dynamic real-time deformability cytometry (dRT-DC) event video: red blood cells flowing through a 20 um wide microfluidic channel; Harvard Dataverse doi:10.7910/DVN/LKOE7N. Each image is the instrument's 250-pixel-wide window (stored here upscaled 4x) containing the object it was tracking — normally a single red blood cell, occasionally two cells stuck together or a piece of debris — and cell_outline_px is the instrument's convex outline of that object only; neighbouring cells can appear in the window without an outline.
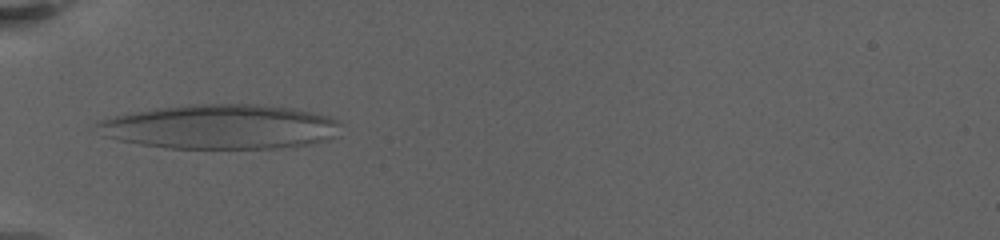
{"species": "human", "species_latin": "Homo sapiens", "temperature_condition": "warm", "stored_images_in_passage": 33, "camera_frame_rate_fps": 3000, "um_per_image_px": 0.085, "donor": {"sex": "female"}, "frame": {"image": 1, "passage_image": 1, "time_ms": 0.0, "image_size_px": [1000, 240], "cell_outline_px": [[340, 124], [332, 136], [308, 144], [272, 148], [168, 148], [140, 144], [120, 140], [108, 136], [96, 124], [100, 120], [116, 116], [156, 108], [188, 104], [260, 104], [292, 108], [312, 112], [328, 116], [336, 120]], "centroid_in_image_um": [18.74, 10.76], "position_along_channel_um": 66.3, "area_um2": 62.19}}
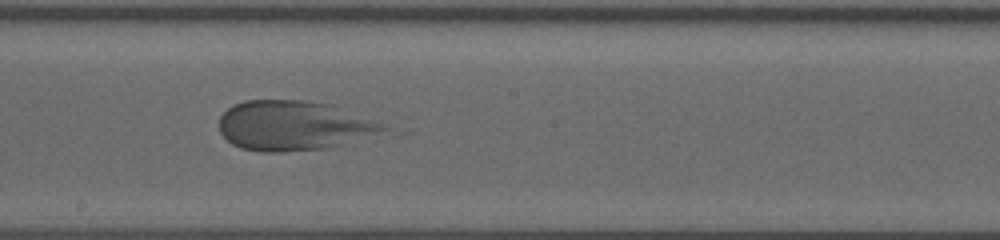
{"frame": {"image": 2, "passage_image": 10, "time_ms": 5.333, "image_size_px": [1000, 240], "cell_outline_px": [[396, 128], [328, 148], [284, 152], [260, 152], [240, 148], [232, 144], [220, 132], [220, 116], [232, 104], [244, 100], [304, 100], [332, 104]], "centroid_in_image_um": [24.97, 10.67], "position_along_channel_um": 223.2, "area_um2": 47.92}}
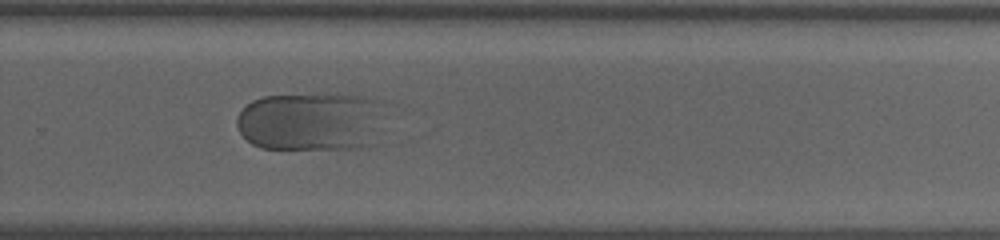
{"frame": {"image": 3, "passage_image": 14, "time_ms": 8.0, "image_size_px": [1000, 240], "cell_outline_px": [[372, 100], [368, 144], [360, 148], [260, 148], [252, 144], [240, 132], [236, 124], [236, 116], [252, 100], [264, 96], [328, 92], [364, 96]], "centroid_in_image_um": [26.1, 10.29], "position_along_channel_um": 303.7, "area_um2": 48.44}}